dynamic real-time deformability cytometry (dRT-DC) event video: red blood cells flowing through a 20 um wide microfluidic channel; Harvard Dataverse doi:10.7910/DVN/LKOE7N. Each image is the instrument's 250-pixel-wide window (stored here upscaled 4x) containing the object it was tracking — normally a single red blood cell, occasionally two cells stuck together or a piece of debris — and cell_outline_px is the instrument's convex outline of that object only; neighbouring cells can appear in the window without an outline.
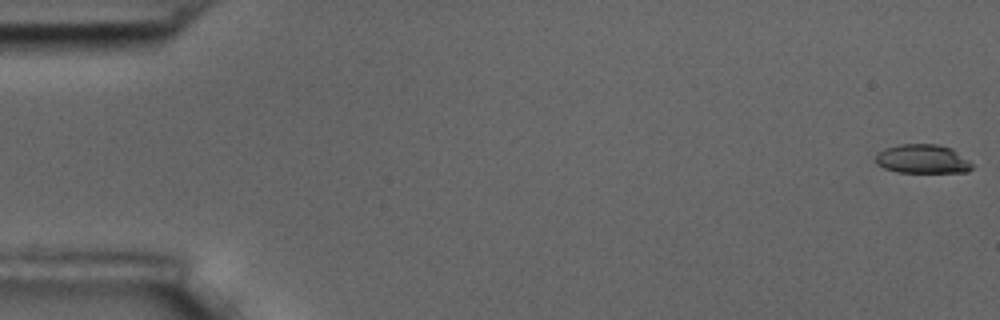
{"species": "common noctule bat (a hibernating species)", "species_latin": "Nyctalus noctula", "temperature_condition": "room temperature", "stored_images_in_passage": 6, "camera_frame_rate_fps": 3000, "um_per_image_px": 0.085, "animal": {"sex": "male", "body_mass_g": 17.5, "forearm_length_mm": 52.3}, "frame": {"image": 1, "passage_image": 1, "time_ms": 0.0, "image_size_px": [1000, 320], "cell_outline_px": [[972, 168], [968, 172], [900, 172], [884, 168], [876, 164], [876, 152], [884, 148], [900, 144], [936, 144], [952, 148], [968, 160], [972, 164]], "centroid_in_image_um": [78.39, 13.51], "position_along_channel_um": 6.6, "area_um2": 16.3}}
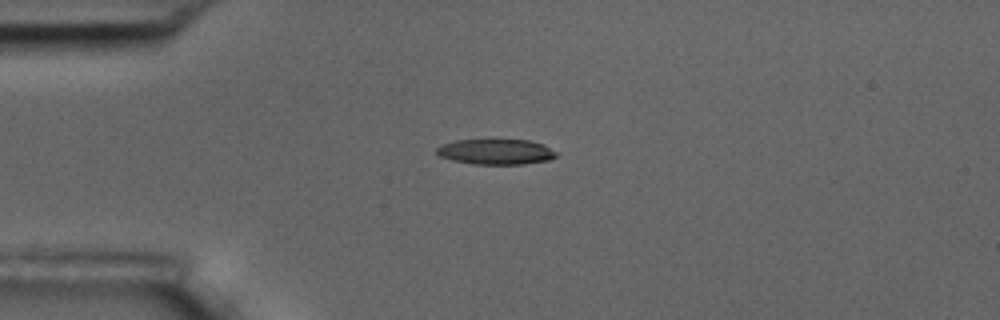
{"frame": {"image": 2, "passage_image": 5, "time_ms": 4.667, "image_size_px": [1000, 320], "cell_outline_px": [[560, 152], [556, 156], [548, 160], [524, 164], [472, 164], [452, 160], [440, 156], [436, 152], [436, 148], [444, 144], [456, 140], [488, 136], [528, 140], [544, 144]], "centroid_in_image_um": [42.18, 12.84], "position_along_channel_um": 42.8, "area_um2": 18.79}}